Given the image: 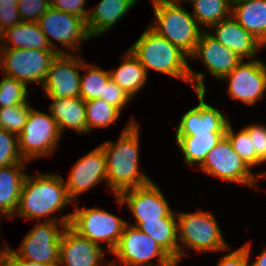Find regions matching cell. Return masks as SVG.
Wrapping results in <instances>:
<instances>
[{
    "mask_svg": "<svg viewBox=\"0 0 266 266\" xmlns=\"http://www.w3.org/2000/svg\"><path fill=\"white\" fill-rule=\"evenodd\" d=\"M146 72L155 70L167 76L189 82L197 92H206L205 74L197 72L188 63L189 56L179 47L159 35L150 26L128 48Z\"/></svg>",
    "mask_w": 266,
    "mask_h": 266,
    "instance_id": "1",
    "label": "cell"
},
{
    "mask_svg": "<svg viewBox=\"0 0 266 266\" xmlns=\"http://www.w3.org/2000/svg\"><path fill=\"white\" fill-rule=\"evenodd\" d=\"M139 131L138 122L131 117L116 143L100 144L106 157L108 189L114 195L152 181L139 170Z\"/></svg>",
    "mask_w": 266,
    "mask_h": 266,
    "instance_id": "2",
    "label": "cell"
},
{
    "mask_svg": "<svg viewBox=\"0 0 266 266\" xmlns=\"http://www.w3.org/2000/svg\"><path fill=\"white\" fill-rule=\"evenodd\" d=\"M64 181L59 174L38 173L34 177L27 174L14 216L37 220L45 217L47 221H63L69 225L71 212L60 218L49 217L73 202L68 196Z\"/></svg>",
    "mask_w": 266,
    "mask_h": 266,
    "instance_id": "3",
    "label": "cell"
},
{
    "mask_svg": "<svg viewBox=\"0 0 266 266\" xmlns=\"http://www.w3.org/2000/svg\"><path fill=\"white\" fill-rule=\"evenodd\" d=\"M177 221L179 263L181 258L188 254L184 250L186 247L201 253L229 250V244L223 239L222 231L214 215L202 209L193 213L178 211Z\"/></svg>",
    "mask_w": 266,
    "mask_h": 266,
    "instance_id": "4",
    "label": "cell"
},
{
    "mask_svg": "<svg viewBox=\"0 0 266 266\" xmlns=\"http://www.w3.org/2000/svg\"><path fill=\"white\" fill-rule=\"evenodd\" d=\"M180 5L172 0L153 5L156 21L149 26L190 56L204 30L193 15Z\"/></svg>",
    "mask_w": 266,
    "mask_h": 266,
    "instance_id": "5",
    "label": "cell"
},
{
    "mask_svg": "<svg viewBox=\"0 0 266 266\" xmlns=\"http://www.w3.org/2000/svg\"><path fill=\"white\" fill-rule=\"evenodd\" d=\"M67 225L63 221L37 222L25 235L20 247L17 250L8 247L6 254L11 259H24L43 264L59 263L60 238Z\"/></svg>",
    "mask_w": 266,
    "mask_h": 266,
    "instance_id": "6",
    "label": "cell"
},
{
    "mask_svg": "<svg viewBox=\"0 0 266 266\" xmlns=\"http://www.w3.org/2000/svg\"><path fill=\"white\" fill-rule=\"evenodd\" d=\"M121 266H177L150 236L127 222L120 240L111 252ZM158 259L156 264L152 259Z\"/></svg>",
    "mask_w": 266,
    "mask_h": 266,
    "instance_id": "7",
    "label": "cell"
},
{
    "mask_svg": "<svg viewBox=\"0 0 266 266\" xmlns=\"http://www.w3.org/2000/svg\"><path fill=\"white\" fill-rule=\"evenodd\" d=\"M127 221L101 208L80 209L75 205L69 226L78 234L100 245L107 242L111 253L117 246Z\"/></svg>",
    "mask_w": 266,
    "mask_h": 266,
    "instance_id": "8",
    "label": "cell"
},
{
    "mask_svg": "<svg viewBox=\"0 0 266 266\" xmlns=\"http://www.w3.org/2000/svg\"><path fill=\"white\" fill-rule=\"evenodd\" d=\"M19 136V150L24 161L51 156L62 137L50 113L32 108Z\"/></svg>",
    "mask_w": 266,
    "mask_h": 266,
    "instance_id": "9",
    "label": "cell"
},
{
    "mask_svg": "<svg viewBox=\"0 0 266 266\" xmlns=\"http://www.w3.org/2000/svg\"><path fill=\"white\" fill-rule=\"evenodd\" d=\"M57 54V51L0 48V68L3 75L15 78L26 86L30 83L42 85Z\"/></svg>",
    "mask_w": 266,
    "mask_h": 266,
    "instance_id": "10",
    "label": "cell"
},
{
    "mask_svg": "<svg viewBox=\"0 0 266 266\" xmlns=\"http://www.w3.org/2000/svg\"><path fill=\"white\" fill-rule=\"evenodd\" d=\"M199 168L208 175L226 180L228 183L236 182L255 189L256 180H261L257 172H252L236 153L226 136L207 154Z\"/></svg>",
    "mask_w": 266,
    "mask_h": 266,
    "instance_id": "11",
    "label": "cell"
},
{
    "mask_svg": "<svg viewBox=\"0 0 266 266\" xmlns=\"http://www.w3.org/2000/svg\"><path fill=\"white\" fill-rule=\"evenodd\" d=\"M37 23L41 31L47 37L51 48L58 53L69 52L56 46V44L52 42V38L76 54L79 52V48H81L80 43L92 38L84 18L56 10L52 6L44 13Z\"/></svg>",
    "mask_w": 266,
    "mask_h": 266,
    "instance_id": "12",
    "label": "cell"
},
{
    "mask_svg": "<svg viewBox=\"0 0 266 266\" xmlns=\"http://www.w3.org/2000/svg\"><path fill=\"white\" fill-rule=\"evenodd\" d=\"M119 207L126 205L135 217V222L161 221L164 217H177L166 201L158 185L153 181L147 185L126 189L115 195Z\"/></svg>",
    "mask_w": 266,
    "mask_h": 266,
    "instance_id": "13",
    "label": "cell"
},
{
    "mask_svg": "<svg viewBox=\"0 0 266 266\" xmlns=\"http://www.w3.org/2000/svg\"><path fill=\"white\" fill-rule=\"evenodd\" d=\"M82 57L72 53H58L51 62L42 84L44 95L50 99L80 97Z\"/></svg>",
    "mask_w": 266,
    "mask_h": 266,
    "instance_id": "14",
    "label": "cell"
},
{
    "mask_svg": "<svg viewBox=\"0 0 266 266\" xmlns=\"http://www.w3.org/2000/svg\"><path fill=\"white\" fill-rule=\"evenodd\" d=\"M228 80L227 94L234 100L247 105H254L264 99L266 92V65L259 59H244L228 75L221 79Z\"/></svg>",
    "mask_w": 266,
    "mask_h": 266,
    "instance_id": "15",
    "label": "cell"
},
{
    "mask_svg": "<svg viewBox=\"0 0 266 266\" xmlns=\"http://www.w3.org/2000/svg\"><path fill=\"white\" fill-rule=\"evenodd\" d=\"M65 182L68 196L72 201L99 183L105 182L108 186L106 157L102 148L98 146L81 157Z\"/></svg>",
    "mask_w": 266,
    "mask_h": 266,
    "instance_id": "16",
    "label": "cell"
},
{
    "mask_svg": "<svg viewBox=\"0 0 266 266\" xmlns=\"http://www.w3.org/2000/svg\"><path fill=\"white\" fill-rule=\"evenodd\" d=\"M101 245L81 236L69 225L62 233L59 244V266H110L105 264ZM104 263V265H103Z\"/></svg>",
    "mask_w": 266,
    "mask_h": 266,
    "instance_id": "17",
    "label": "cell"
},
{
    "mask_svg": "<svg viewBox=\"0 0 266 266\" xmlns=\"http://www.w3.org/2000/svg\"><path fill=\"white\" fill-rule=\"evenodd\" d=\"M206 92H197L199 104L188 110L180 119L176 136L196 133H225L228 118L217 108L204 102Z\"/></svg>",
    "mask_w": 266,
    "mask_h": 266,
    "instance_id": "18",
    "label": "cell"
},
{
    "mask_svg": "<svg viewBox=\"0 0 266 266\" xmlns=\"http://www.w3.org/2000/svg\"><path fill=\"white\" fill-rule=\"evenodd\" d=\"M190 60L200 59L209 73L219 80L232 72L242 59L231 49L223 46L204 30Z\"/></svg>",
    "mask_w": 266,
    "mask_h": 266,
    "instance_id": "19",
    "label": "cell"
},
{
    "mask_svg": "<svg viewBox=\"0 0 266 266\" xmlns=\"http://www.w3.org/2000/svg\"><path fill=\"white\" fill-rule=\"evenodd\" d=\"M210 28L214 30V33L210 32L209 34L223 46L234 51L242 60L245 58L255 59L259 49L265 47L251 33L246 31L232 15Z\"/></svg>",
    "mask_w": 266,
    "mask_h": 266,
    "instance_id": "20",
    "label": "cell"
},
{
    "mask_svg": "<svg viewBox=\"0 0 266 266\" xmlns=\"http://www.w3.org/2000/svg\"><path fill=\"white\" fill-rule=\"evenodd\" d=\"M26 163H16L0 168V213L12 221L17 211Z\"/></svg>",
    "mask_w": 266,
    "mask_h": 266,
    "instance_id": "21",
    "label": "cell"
},
{
    "mask_svg": "<svg viewBox=\"0 0 266 266\" xmlns=\"http://www.w3.org/2000/svg\"><path fill=\"white\" fill-rule=\"evenodd\" d=\"M134 0H101L96 9H90L86 20L92 38L105 34L135 5Z\"/></svg>",
    "mask_w": 266,
    "mask_h": 266,
    "instance_id": "22",
    "label": "cell"
},
{
    "mask_svg": "<svg viewBox=\"0 0 266 266\" xmlns=\"http://www.w3.org/2000/svg\"><path fill=\"white\" fill-rule=\"evenodd\" d=\"M51 100L49 112L61 134L66 128L74 129L79 134L87 133L85 101L81 97Z\"/></svg>",
    "mask_w": 266,
    "mask_h": 266,
    "instance_id": "23",
    "label": "cell"
},
{
    "mask_svg": "<svg viewBox=\"0 0 266 266\" xmlns=\"http://www.w3.org/2000/svg\"><path fill=\"white\" fill-rule=\"evenodd\" d=\"M150 236L178 264L179 241L177 217H164L161 221L130 224Z\"/></svg>",
    "mask_w": 266,
    "mask_h": 266,
    "instance_id": "24",
    "label": "cell"
},
{
    "mask_svg": "<svg viewBox=\"0 0 266 266\" xmlns=\"http://www.w3.org/2000/svg\"><path fill=\"white\" fill-rule=\"evenodd\" d=\"M0 48L55 51L49 45L47 37L37 22H20L18 25L6 29L3 40L0 42Z\"/></svg>",
    "mask_w": 266,
    "mask_h": 266,
    "instance_id": "25",
    "label": "cell"
},
{
    "mask_svg": "<svg viewBox=\"0 0 266 266\" xmlns=\"http://www.w3.org/2000/svg\"><path fill=\"white\" fill-rule=\"evenodd\" d=\"M233 18L266 46V0H250L231 7Z\"/></svg>",
    "mask_w": 266,
    "mask_h": 266,
    "instance_id": "26",
    "label": "cell"
},
{
    "mask_svg": "<svg viewBox=\"0 0 266 266\" xmlns=\"http://www.w3.org/2000/svg\"><path fill=\"white\" fill-rule=\"evenodd\" d=\"M123 56L121 65L116 70H109L110 79L133 98L144 87L148 74L129 49Z\"/></svg>",
    "mask_w": 266,
    "mask_h": 266,
    "instance_id": "27",
    "label": "cell"
},
{
    "mask_svg": "<svg viewBox=\"0 0 266 266\" xmlns=\"http://www.w3.org/2000/svg\"><path fill=\"white\" fill-rule=\"evenodd\" d=\"M225 136V133H196L192 136H175L177 146L184 155L187 165L203 163L207 154Z\"/></svg>",
    "mask_w": 266,
    "mask_h": 266,
    "instance_id": "28",
    "label": "cell"
},
{
    "mask_svg": "<svg viewBox=\"0 0 266 266\" xmlns=\"http://www.w3.org/2000/svg\"><path fill=\"white\" fill-rule=\"evenodd\" d=\"M190 3L193 6L192 15L203 30H206L204 26L210 28L231 15L228 0H192Z\"/></svg>",
    "mask_w": 266,
    "mask_h": 266,
    "instance_id": "29",
    "label": "cell"
},
{
    "mask_svg": "<svg viewBox=\"0 0 266 266\" xmlns=\"http://www.w3.org/2000/svg\"><path fill=\"white\" fill-rule=\"evenodd\" d=\"M82 70H86V74L83 76L81 74L80 97L84 101L103 99L104 86L110 79L109 70L89 64L84 59H82Z\"/></svg>",
    "mask_w": 266,
    "mask_h": 266,
    "instance_id": "30",
    "label": "cell"
},
{
    "mask_svg": "<svg viewBox=\"0 0 266 266\" xmlns=\"http://www.w3.org/2000/svg\"><path fill=\"white\" fill-rule=\"evenodd\" d=\"M87 134L93 128H107L111 126L121 116V112L113 105L106 103L102 99L85 101Z\"/></svg>",
    "mask_w": 266,
    "mask_h": 266,
    "instance_id": "31",
    "label": "cell"
},
{
    "mask_svg": "<svg viewBox=\"0 0 266 266\" xmlns=\"http://www.w3.org/2000/svg\"><path fill=\"white\" fill-rule=\"evenodd\" d=\"M225 136L231 142L236 153L250 169L255 165L260 164V158L256 155L253 140L250 139L245 128H242L238 132H234L232 125L229 122L226 127Z\"/></svg>",
    "mask_w": 266,
    "mask_h": 266,
    "instance_id": "32",
    "label": "cell"
},
{
    "mask_svg": "<svg viewBox=\"0 0 266 266\" xmlns=\"http://www.w3.org/2000/svg\"><path fill=\"white\" fill-rule=\"evenodd\" d=\"M33 108L29 102L0 108V128L19 135L26 124L29 112Z\"/></svg>",
    "mask_w": 266,
    "mask_h": 266,
    "instance_id": "33",
    "label": "cell"
},
{
    "mask_svg": "<svg viewBox=\"0 0 266 266\" xmlns=\"http://www.w3.org/2000/svg\"><path fill=\"white\" fill-rule=\"evenodd\" d=\"M0 81V108L7 106H16L27 103V86L9 76H2Z\"/></svg>",
    "mask_w": 266,
    "mask_h": 266,
    "instance_id": "34",
    "label": "cell"
},
{
    "mask_svg": "<svg viewBox=\"0 0 266 266\" xmlns=\"http://www.w3.org/2000/svg\"><path fill=\"white\" fill-rule=\"evenodd\" d=\"M26 162L19 150V136L0 128V168Z\"/></svg>",
    "mask_w": 266,
    "mask_h": 266,
    "instance_id": "35",
    "label": "cell"
},
{
    "mask_svg": "<svg viewBox=\"0 0 266 266\" xmlns=\"http://www.w3.org/2000/svg\"><path fill=\"white\" fill-rule=\"evenodd\" d=\"M18 10L22 22H38L51 7L50 0H20Z\"/></svg>",
    "mask_w": 266,
    "mask_h": 266,
    "instance_id": "36",
    "label": "cell"
},
{
    "mask_svg": "<svg viewBox=\"0 0 266 266\" xmlns=\"http://www.w3.org/2000/svg\"><path fill=\"white\" fill-rule=\"evenodd\" d=\"M132 99L133 98L120 88L112 79H109L105 84L102 100L113 105L120 112Z\"/></svg>",
    "mask_w": 266,
    "mask_h": 266,
    "instance_id": "37",
    "label": "cell"
},
{
    "mask_svg": "<svg viewBox=\"0 0 266 266\" xmlns=\"http://www.w3.org/2000/svg\"><path fill=\"white\" fill-rule=\"evenodd\" d=\"M19 1L0 0V21L5 30L22 22L17 5Z\"/></svg>",
    "mask_w": 266,
    "mask_h": 266,
    "instance_id": "38",
    "label": "cell"
},
{
    "mask_svg": "<svg viewBox=\"0 0 266 266\" xmlns=\"http://www.w3.org/2000/svg\"><path fill=\"white\" fill-rule=\"evenodd\" d=\"M250 243L239 247L221 257L216 266H249L250 262Z\"/></svg>",
    "mask_w": 266,
    "mask_h": 266,
    "instance_id": "39",
    "label": "cell"
},
{
    "mask_svg": "<svg viewBox=\"0 0 266 266\" xmlns=\"http://www.w3.org/2000/svg\"><path fill=\"white\" fill-rule=\"evenodd\" d=\"M87 0H51V6L59 11L77 15L87 20L89 9H85Z\"/></svg>",
    "mask_w": 266,
    "mask_h": 266,
    "instance_id": "40",
    "label": "cell"
},
{
    "mask_svg": "<svg viewBox=\"0 0 266 266\" xmlns=\"http://www.w3.org/2000/svg\"><path fill=\"white\" fill-rule=\"evenodd\" d=\"M250 139L253 140L256 155L260 158V164L264 163L265 140H266V126L261 124H251L244 127Z\"/></svg>",
    "mask_w": 266,
    "mask_h": 266,
    "instance_id": "41",
    "label": "cell"
},
{
    "mask_svg": "<svg viewBox=\"0 0 266 266\" xmlns=\"http://www.w3.org/2000/svg\"><path fill=\"white\" fill-rule=\"evenodd\" d=\"M8 247L9 245L6 244V246H4V249H0V266H59L58 263L43 264L24 259H11L6 254Z\"/></svg>",
    "mask_w": 266,
    "mask_h": 266,
    "instance_id": "42",
    "label": "cell"
},
{
    "mask_svg": "<svg viewBox=\"0 0 266 266\" xmlns=\"http://www.w3.org/2000/svg\"><path fill=\"white\" fill-rule=\"evenodd\" d=\"M249 266H266V248L261 251L258 257L252 264H249Z\"/></svg>",
    "mask_w": 266,
    "mask_h": 266,
    "instance_id": "43",
    "label": "cell"
},
{
    "mask_svg": "<svg viewBox=\"0 0 266 266\" xmlns=\"http://www.w3.org/2000/svg\"><path fill=\"white\" fill-rule=\"evenodd\" d=\"M266 162V140H265V152H264V163ZM258 176L261 178V179H266V172H260L258 173Z\"/></svg>",
    "mask_w": 266,
    "mask_h": 266,
    "instance_id": "44",
    "label": "cell"
},
{
    "mask_svg": "<svg viewBox=\"0 0 266 266\" xmlns=\"http://www.w3.org/2000/svg\"><path fill=\"white\" fill-rule=\"evenodd\" d=\"M231 7L241 2L250 1V0H228Z\"/></svg>",
    "mask_w": 266,
    "mask_h": 266,
    "instance_id": "45",
    "label": "cell"
},
{
    "mask_svg": "<svg viewBox=\"0 0 266 266\" xmlns=\"http://www.w3.org/2000/svg\"><path fill=\"white\" fill-rule=\"evenodd\" d=\"M4 34H5V29L0 21V42L3 40Z\"/></svg>",
    "mask_w": 266,
    "mask_h": 266,
    "instance_id": "46",
    "label": "cell"
},
{
    "mask_svg": "<svg viewBox=\"0 0 266 266\" xmlns=\"http://www.w3.org/2000/svg\"><path fill=\"white\" fill-rule=\"evenodd\" d=\"M134 1L137 4L138 0H134ZM151 1H152V6H153L155 4H159V3H162V2H165V1H170V0H151Z\"/></svg>",
    "mask_w": 266,
    "mask_h": 266,
    "instance_id": "47",
    "label": "cell"
},
{
    "mask_svg": "<svg viewBox=\"0 0 266 266\" xmlns=\"http://www.w3.org/2000/svg\"><path fill=\"white\" fill-rule=\"evenodd\" d=\"M173 2H175V3H178V4H182V2L184 1H189V2H191L192 0H172Z\"/></svg>",
    "mask_w": 266,
    "mask_h": 266,
    "instance_id": "48",
    "label": "cell"
},
{
    "mask_svg": "<svg viewBox=\"0 0 266 266\" xmlns=\"http://www.w3.org/2000/svg\"><path fill=\"white\" fill-rule=\"evenodd\" d=\"M110 266H118V264L113 260L110 262Z\"/></svg>",
    "mask_w": 266,
    "mask_h": 266,
    "instance_id": "49",
    "label": "cell"
}]
</instances>
